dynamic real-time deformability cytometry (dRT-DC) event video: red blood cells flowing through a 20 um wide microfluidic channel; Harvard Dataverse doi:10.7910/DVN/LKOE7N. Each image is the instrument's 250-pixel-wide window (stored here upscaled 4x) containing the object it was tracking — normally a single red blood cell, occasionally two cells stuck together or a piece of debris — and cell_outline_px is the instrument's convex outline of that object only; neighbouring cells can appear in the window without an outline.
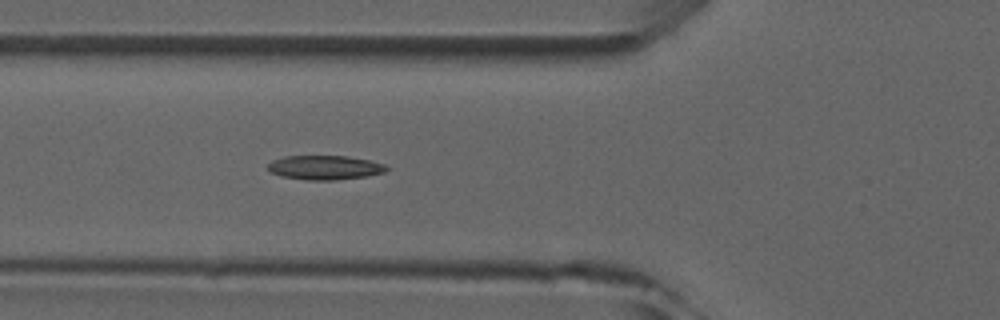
{"species": "common noctule bat (a hibernating species)", "species_latin": "Nyctalus noctula", "temperature_condition": "room temperature", "stored_images_in_passage": 5, "camera_frame_rate_fps": 3000, "um_per_image_px": 0.085, "animal": {"sex": "male", "forearm_length_mm": 52.5}, "frame": {"image": 1, "passage_image": 5, "time_ms": 4.667, "image_size_px": [1000, 320], "cell_outline_px": [[392, 168], [384, 172], [368, 176], [336, 180], [304, 180], [284, 176], [272, 172], [268, 168], [268, 164], [272, 160], [284, 156], [348, 156], [368, 160], [384, 164]], "centroid_in_image_um": [27.65, 14.24], "position_along_channel_um": 98.1, "area_um2": 16.76}}